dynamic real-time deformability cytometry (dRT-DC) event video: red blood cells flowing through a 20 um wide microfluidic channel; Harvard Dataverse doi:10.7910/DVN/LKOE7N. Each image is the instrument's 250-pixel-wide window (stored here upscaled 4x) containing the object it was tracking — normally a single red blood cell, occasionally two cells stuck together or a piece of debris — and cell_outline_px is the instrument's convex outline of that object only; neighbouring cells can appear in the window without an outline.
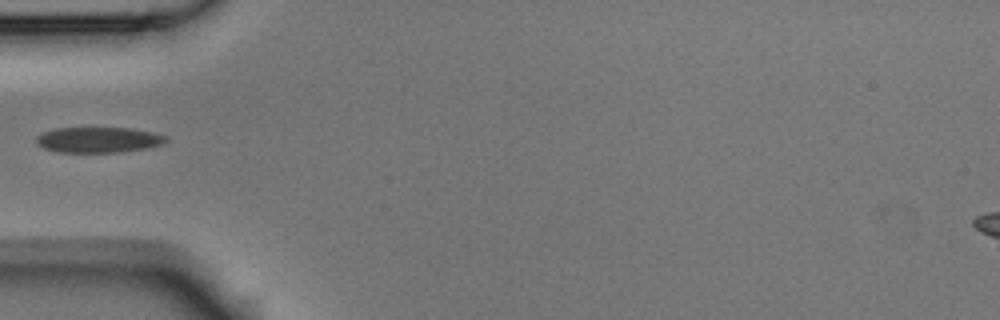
{"species": "Egyptian fruit bat (a non-hibernating species)", "species_latin": "Rousettus aegyptiacus", "temperature_condition": "room temperature", "stored_images_in_passage": 4, "camera_frame_rate_fps": 3000, "um_per_image_px": 0.085, "animal": {"sex": "male"}, "frame": {"image": 1, "passage_image": 3, "time_ms": 0.667, "image_size_px": [1000, 320], "cell_outline_px": [[168, 140], [164, 144], [144, 148], [120, 152], [56, 152], [44, 148], [36, 144], [36, 136], [52, 128], [132, 128], [152, 132], [168, 136]], "centroid_in_image_um": [8.36, 11.88], "position_along_channel_um": 76.6, "area_um2": 19.42}}
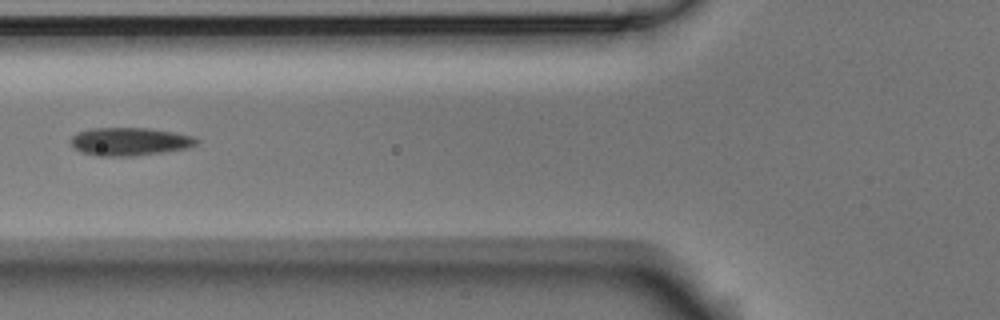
{"frame": {"image": 2, "passage_image": 4, "time_ms": 1.0, "image_size_px": [1000, 320], "cell_outline_px": [[200, 140], [196, 144], [188, 148], [132, 156], [96, 156], [80, 152], [72, 148], [72, 136], [88, 128], [148, 128], [176, 132], [192, 136]], "centroid_in_image_um": [11.01, 12.03], "position_along_channel_um": 114.8, "area_um2": 20.58}}